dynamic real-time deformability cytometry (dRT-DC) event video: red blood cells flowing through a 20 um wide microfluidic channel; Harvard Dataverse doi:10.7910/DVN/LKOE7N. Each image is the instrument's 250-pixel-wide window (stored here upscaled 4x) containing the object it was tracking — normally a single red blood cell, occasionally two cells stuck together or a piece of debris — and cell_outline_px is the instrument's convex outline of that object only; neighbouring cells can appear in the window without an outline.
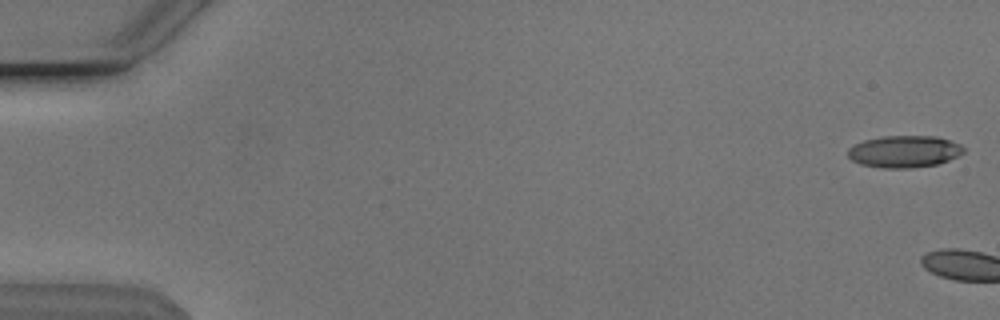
{"species": "Egyptian fruit bat (a non-hibernating species)", "species_latin": "Rousettus aegyptiacus", "temperature_condition": "cold", "stored_images_in_passage": 4, "camera_frame_rate_fps": 3000, "um_per_image_px": 0.085, "animal": {"sex": "male"}, "frame": {"image": 1, "passage_image": 1, "time_ms": 0.0, "image_size_px": [1000, 320], "cell_outline_px": [[964, 152], [948, 160], [936, 164], [912, 168], [884, 168], [860, 164], [852, 160], [848, 156], [848, 148], [864, 140], [884, 136], [936, 136], [960, 144], [964, 148]], "centroid_in_image_um": [76.85, 12.88], "position_along_channel_um": 8.2, "area_um2": 21.39}}